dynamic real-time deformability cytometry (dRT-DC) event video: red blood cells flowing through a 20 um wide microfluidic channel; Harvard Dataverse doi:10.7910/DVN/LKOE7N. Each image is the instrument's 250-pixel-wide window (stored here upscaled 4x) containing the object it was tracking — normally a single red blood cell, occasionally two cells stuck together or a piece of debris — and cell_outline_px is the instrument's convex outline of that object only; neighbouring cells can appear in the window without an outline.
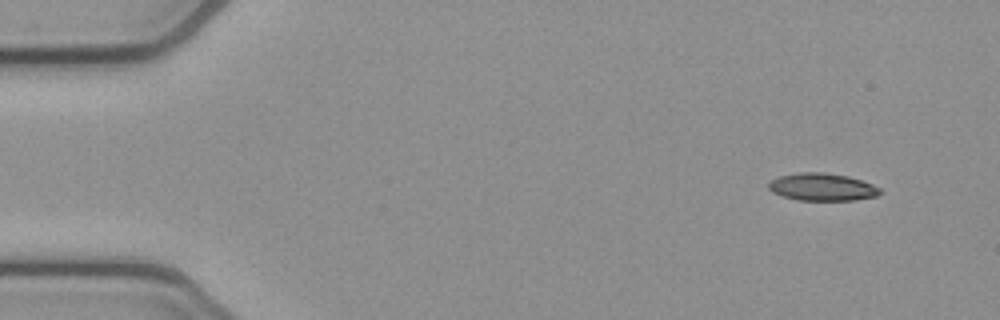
{"species": "common noctule bat (a hibernating species)", "species_latin": "Nyctalus noctula", "temperature_condition": "cold", "stored_images_in_passage": 52, "camera_frame_rate_fps": 3000, "um_per_image_px": 0.085, "animal": {"sex": "female", "body_mass_g": 21.9}, "frame": {"image": 1, "passage_image": 4, "time_ms": 1.0, "image_size_px": [1000, 320], "cell_outline_px": [[880, 192], [876, 196], [856, 200], [796, 200], [780, 196], [772, 192], [768, 188], [768, 184], [776, 176], [800, 172], [824, 172], [848, 176], [872, 184], [880, 188]], "centroid_in_image_um": [69.83, 15.89], "position_along_channel_um": 15.2, "area_um2": 17.98}}
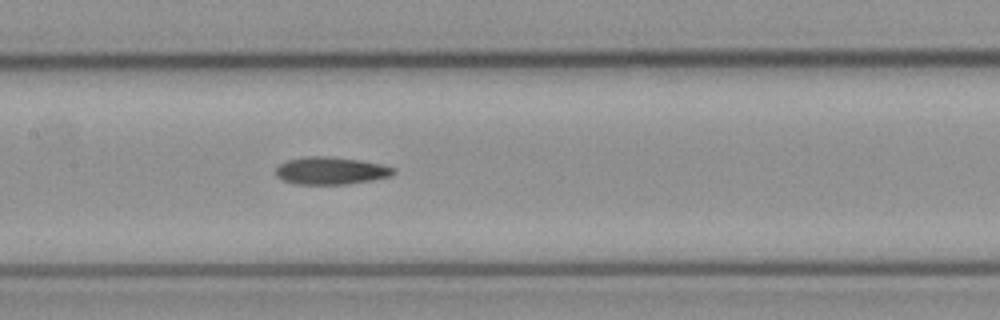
{"frame": {"image": 2, "passage_image": 25, "time_ms": 8.0, "image_size_px": [1000, 320], "cell_outline_px": [[396, 172], [392, 176], [372, 180], [348, 184], [296, 184], [284, 180], [276, 176], [276, 168], [280, 164], [288, 160], [304, 156], [328, 156], [360, 160], [384, 164], [396, 168]], "centroid_in_image_um": [28.17, 14.5], "position_along_channel_um": 179.2, "area_um2": 19.02}}
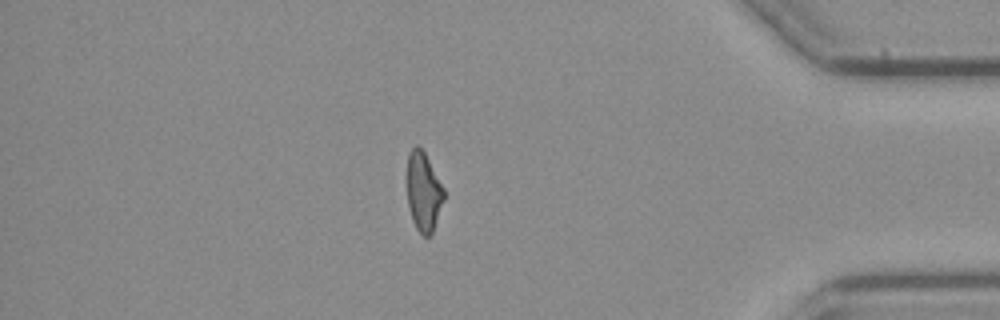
{"frame": {"image": 3, "passage_image": 45, "time_ms": 14.667, "image_size_px": [1000, 320], "cell_outline_px": [[444, 200], [432, 232], [428, 236], [424, 236], [416, 228], [412, 220], [408, 208], [408, 152], [416, 144], [424, 152], [444, 188]], "centroid_in_image_um": [36.0, 16.3], "position_along_channel_um": 399.2, "area_um2": 16.7}, "authors_computed_cell_mechanics": {"area_um2": 18.4382, "velocity_mm_per_s": 3.8746, "shape_relaxation_time_tau1_ms": 9.0571, "shape_relaxation_time_tau2_ms": 3.0943, "deformation_change_tau1": 0.2217, "deformation_change_tau2": 0.1233}}